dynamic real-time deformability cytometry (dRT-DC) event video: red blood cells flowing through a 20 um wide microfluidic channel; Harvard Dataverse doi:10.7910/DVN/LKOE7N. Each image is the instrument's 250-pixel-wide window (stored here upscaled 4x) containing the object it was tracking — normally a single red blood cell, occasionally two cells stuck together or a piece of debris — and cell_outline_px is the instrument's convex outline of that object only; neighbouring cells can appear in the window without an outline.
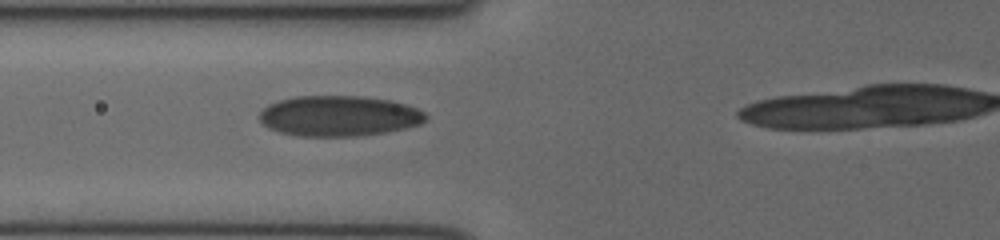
{"species": "human", "species_latin": "Homo sapiens", "temperature_condition": "cold", "stored_images_in_passage": 38, "camera_frame_rate_fps": 3000, "um_per_image_px": 0.085, "donor": {"sex": "female"}, "frame": {"image": 1, "passage_image": 15, "time_ms": 4.667, "image_size_px": [1000, 240], "cell_outline_px": [[428, 116], [420, 124], [404, 128], [384, 132], [356, 136], [300, 136], [280, 132], [264, 124], [260, 120], [260, 112], [268, 104], [280, 100], [296, 96], [360, 96], [392, 100], [416, 108], [424, 112]], "centroid_in_image_um": [28.82, 9.85], "position_along_channel_um": 97.0, "area_um2": 38.96}}
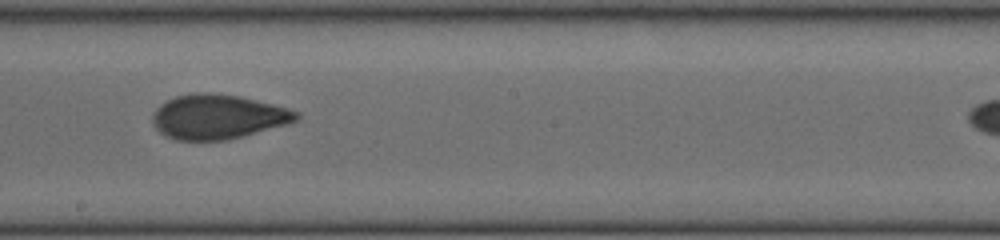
{"frame": {"image": 2, "passage_image": 24, "time_ms": 7.667, "image_size_px": [1000, 240], "cell_outline_px": [[300, 116], [296, 120], [288, 124], [228, 140], [176, 140], [160, 132], [156, 128], [152, 120], [152, 116], [156, 108], [160, 104], [176, 96], [192, 92], [208, 92], [240, 96], [288, 108], [300, 112]], "centroid_in_image_um": [18.52, 9.92], "position_along_channel_um": 229.7, "area_um2": 37.34}}
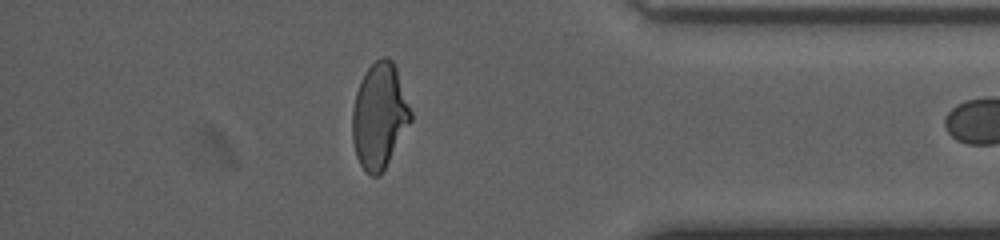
{"frame": {"image": 3, "passage_image": 37, "time_ms": 12.0, "image_size_px": [1000, 240], "cell_outline_px": [[412, 120], [384, 168], [376, 176], [372, 176], [360, 164], [356, 156], [352, 140], [352, 112], [356, 92], [368, 68], [376, 60], [384, 56], [392, 60], [396, 68], [412, 112]], "centroid_in_image_um": [32.25, 9.84], "position_along_channel_um": 403.0, "area_um2": 35.26}}